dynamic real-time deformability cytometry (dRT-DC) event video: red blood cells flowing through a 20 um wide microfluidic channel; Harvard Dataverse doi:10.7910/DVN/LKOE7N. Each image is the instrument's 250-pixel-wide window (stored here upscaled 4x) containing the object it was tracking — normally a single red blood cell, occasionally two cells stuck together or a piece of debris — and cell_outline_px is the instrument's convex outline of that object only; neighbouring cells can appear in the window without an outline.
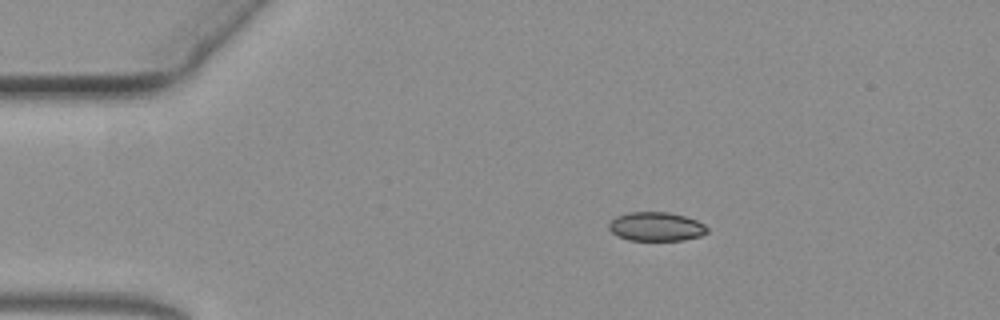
{"species": "common noctule bat (a hibernating species)", "species_latin": "Nyctalus noctula", "temperature_condition": "warm", "stored_images_in_passage": 50, "camera_frame_rate_fps": 3000, "um_per_image_px": 0.085, "animal": {"sex": "female", "body_mass_g": 19.3, "forearm_length_mm": 54.1}, "frame": {"image": 1, "passage_image": 1, "time_ms": 0.0, "image_size_px": [1000, 320], "cell_outline_px": [[708, 232], [700, 236], [684, 240], [628, 240], [616, 236], [608, 228], [608, 224], [616, 216], [628, 212], [668, 212], [684, 216], [696, 220], [704, 224], [708, 228]], "centroid_in_image_um": [55.76, 19.26], "position_along_channel_um": 29.2, "area_um2": 16.65}}
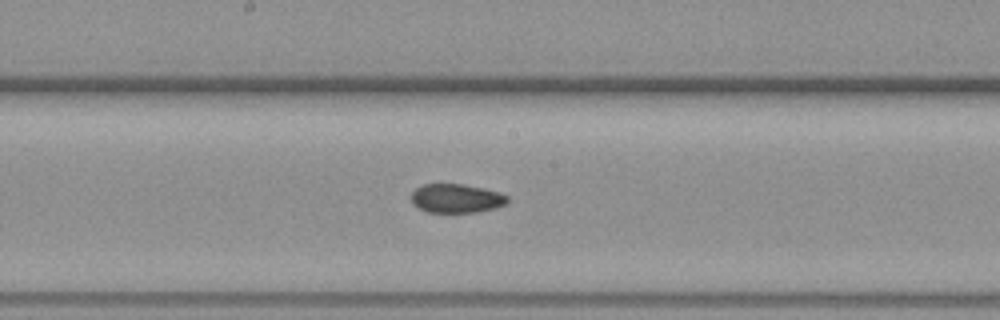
{"frame": {"image": 2, "passage_image": 22, "time_ms": 7.0, "image_size_px": [1000, 320], "cell_outline_px": [[508, 204], [496, 208], [476, 212], [428, 212], [412, 204], [412, 192], [416, 188], [424, 184], [460, 184], [480, 188], [496, 192], [508, 196]], "centroid_in_image_um": [38.79, 16.87], "position_along_channel_um": 209.4, "area_um2": 16.01}}
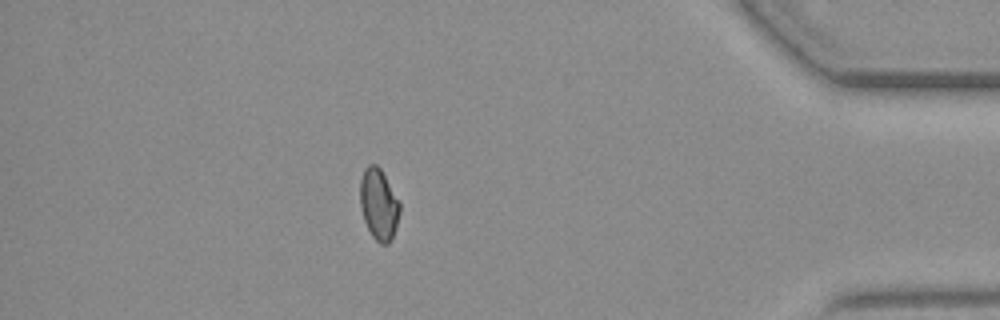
{"frame": {"image": 3, "passage_image": 43, "time_ms": 14.0, "image_size_px": [1000, 320], "cell_outline_px": [[400, 212], [396, 228], [392, 240], [388, 244], [380, 244], [372, 236], [364, 220], [360, 208], [360, 180], [364, 168], [368, 164], [376, 164], [380, 168], [400, 204]], "centroid_in_image_um": [32.18, 17.38], "position_along_channel_um": 403.0, "area_um2": 16.47}}